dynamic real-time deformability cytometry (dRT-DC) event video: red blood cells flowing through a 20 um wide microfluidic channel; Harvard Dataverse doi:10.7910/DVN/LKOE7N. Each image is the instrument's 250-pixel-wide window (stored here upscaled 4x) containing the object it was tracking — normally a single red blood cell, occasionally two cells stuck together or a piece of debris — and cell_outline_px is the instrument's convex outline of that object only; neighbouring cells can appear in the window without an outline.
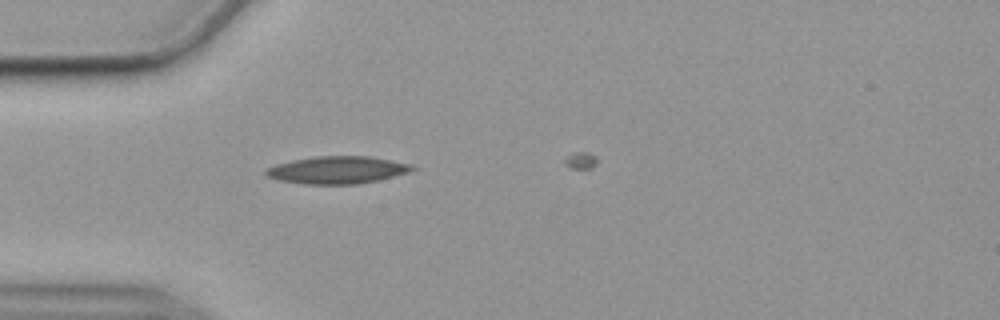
{"species": "common noctule bat (a hibernating species)", "species_latin": "Nyctalus noctula", "temperature_condition": "cold", "stored_images_in_passage": 7, "camera_frame_rate_fps": 3000, "um_per_image_px": 0.085, "animal": {"sex": "female", "body_mass_g": 19.9}, "frame": {"image": 1, "passage_image": 2, "time_ms": 0.333, "image_size_px": [1000, 320], "cell_outline_px": [[416, 168], [408, 172], [360, 184], [304, 184], [276, 180], [268, 176], [264, 172], [268, 168], [276, 164], [292, 160], [316, 156], [368, 156], [392, 160], [412, 164]], "centroid_in_image_um": [28.65, 14.44], "position_along_channel_um": 56.3, "area_um2": 23.29}}